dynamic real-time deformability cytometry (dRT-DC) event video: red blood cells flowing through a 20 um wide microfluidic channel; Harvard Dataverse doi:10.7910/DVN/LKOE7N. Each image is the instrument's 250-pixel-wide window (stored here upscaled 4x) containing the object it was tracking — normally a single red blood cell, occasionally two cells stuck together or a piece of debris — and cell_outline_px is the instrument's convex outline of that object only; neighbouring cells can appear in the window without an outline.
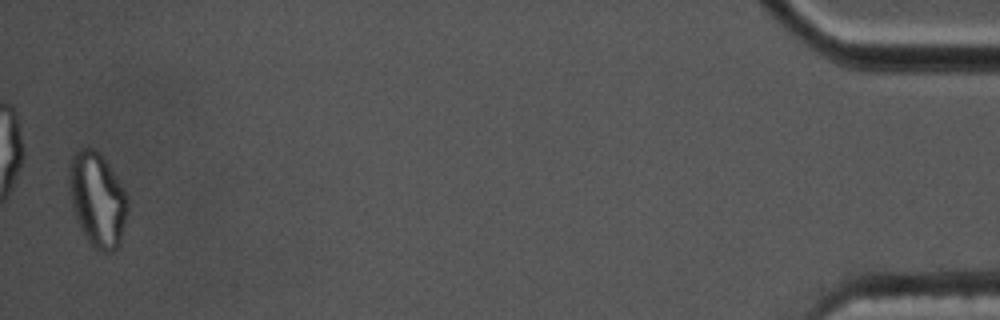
{"species": "common noctule bat (a hibernating species)", "species_latin": "Nyctalus noctula", "temperature_condition": "cold", "stored_images_in_passage": 39, "segment_of_instrument_passage": [2, 2], "camera_frame_rate_fps": 3000, "um_per_image_px": 0.085, "animal": {"sex": "male", "body_mass_g": 17.5, "forearm_length_mm": 52.3}, "frame": {"image": 1, "passage_image": 38, "time_ms": 12.333, "image_size_px": [1000, 320], "cell_outline_px": [[128, 208], [120, 244], [112, 252], [100, 252], [92, 248], [84, 236], [80, 228], [72, 204], [68, 176], [68, 168], [72, 156], [80, 148], [92, 148], [100, 152], [108, 164], [124, 192], [128, 200]], "centroid_in_image_um": [8.26, 16.99], "position_along_channel_um": 426.9, "area_um2": 32.02}}